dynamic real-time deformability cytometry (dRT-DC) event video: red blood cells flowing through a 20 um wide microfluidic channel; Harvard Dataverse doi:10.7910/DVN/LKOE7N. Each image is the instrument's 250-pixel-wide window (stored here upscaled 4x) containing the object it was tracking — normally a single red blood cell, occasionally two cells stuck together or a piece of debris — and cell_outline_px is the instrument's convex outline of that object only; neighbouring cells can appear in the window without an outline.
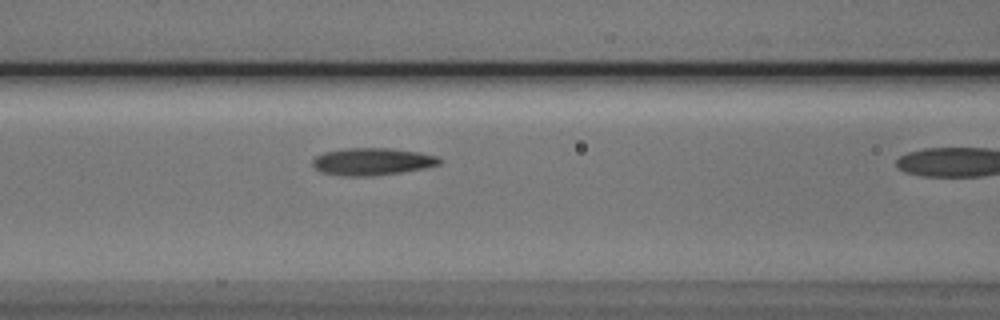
{"species": "Egyptian fruit bat (a non-hibernating species)", "species_latin": "Rousettus aegyptiacus", "temperature_condition": "cold", "stored_images_in_passage": 11, "camera_frame_rate_fps": 3000, "um_per_image_px": 0.085, "animal": {"sex": "male"}, "frame": {"image": 1, "passage_image": 10, "time_ms": 3.0, "image_size_px": [1000, 320], "cell_outline_px": [[440, 164], [424, 168], [400, 172], [372, 176], [340, 176], [324, 172], [316, 168], [312, 164], [312, 160], [316, 156], [324, 152], [344, 148], [392, 148], [440, 156]], "centroid_in_image_um": [31.63, 13.73], "position_along_channel_um": 135.0, "area_um2": 20.11}}